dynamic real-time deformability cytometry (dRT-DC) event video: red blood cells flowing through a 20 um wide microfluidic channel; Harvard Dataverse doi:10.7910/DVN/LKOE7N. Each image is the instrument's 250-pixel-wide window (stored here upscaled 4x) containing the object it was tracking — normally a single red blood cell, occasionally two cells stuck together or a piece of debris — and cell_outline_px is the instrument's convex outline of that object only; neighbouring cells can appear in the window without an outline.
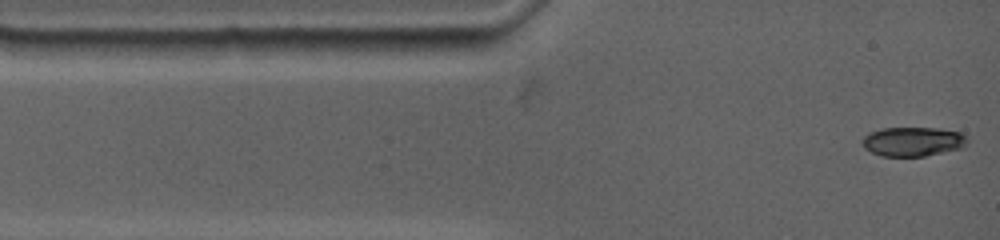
{"species": "common noctule bat (a hibernating species)", "species_latin": "Nyctalus noctula", "temperature_condition": "warm", "stored_images_in_passage": 9, "camera_frame_rate_fps": 4500, "um_per_image_px": 0.085, "animal": {"sex": "female", "body_mass_g": 19.0, "forearm_length_mm": 53.3}, "frame": {"image": 1, "passage_image": 1, "time_ms": 0.0, "image_size_px": [1000, 240], "cell_outline_px": [[968, 144], [960, 148], [924, 156], [880, 156], [864, 148], [860, 140], [868, 132], [884, 128], [936, 128], [960, 132], [968, 136]], "centroid_in_image_um": [77.58, 12.03], "position_along_channel_um": 7.4, "area_um2": 18.03}}
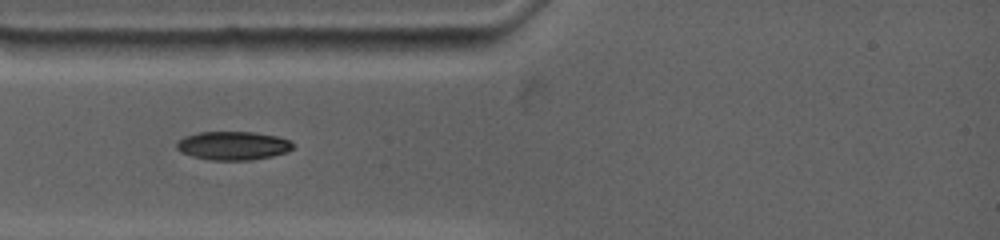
{"frame": {"image": 2, "passage_image": 6, "time_ms": 2.667, "image_size_px": [1000, 240], "cell_outline_px": [[292, 148], [288, 152], [272, 156], [248, 160], [208, 160], [192, 156], [180, 152], [176, 148], [176, 140], [184, 136], [200, 132], [252, 132], [276, 136], [292, 140]], "centroid_in_image_um": [19.77, 12.38], "position_along_channel_um": 65.2, "area_um2": 19.48}}
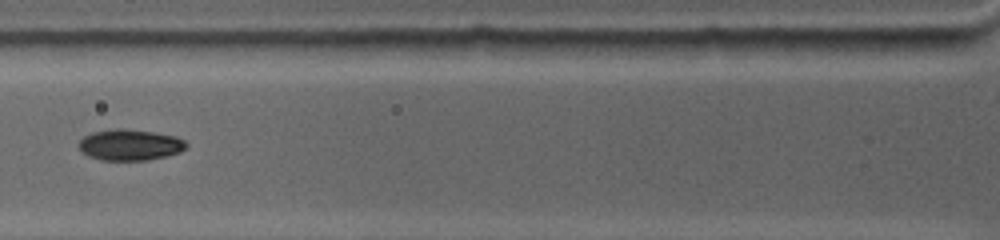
{"frame": {"image": 3, "passage_image": 8, "time_ms": 4.0, "image_size_px": [1000, 240], "cell_outline_px": [[188, 144], [180, 152], [148, 160], [100, 160], [88, 156], [80, 152], [76, 144], [84, 136], [92, 132], [112, 128], [124, 128], [156, 132], [176, 136], [184, 140]], "centroid_in_image_um": [10.99, 12.3], "position_along_channel_um": 114.8, "area_um2": 19.77}}